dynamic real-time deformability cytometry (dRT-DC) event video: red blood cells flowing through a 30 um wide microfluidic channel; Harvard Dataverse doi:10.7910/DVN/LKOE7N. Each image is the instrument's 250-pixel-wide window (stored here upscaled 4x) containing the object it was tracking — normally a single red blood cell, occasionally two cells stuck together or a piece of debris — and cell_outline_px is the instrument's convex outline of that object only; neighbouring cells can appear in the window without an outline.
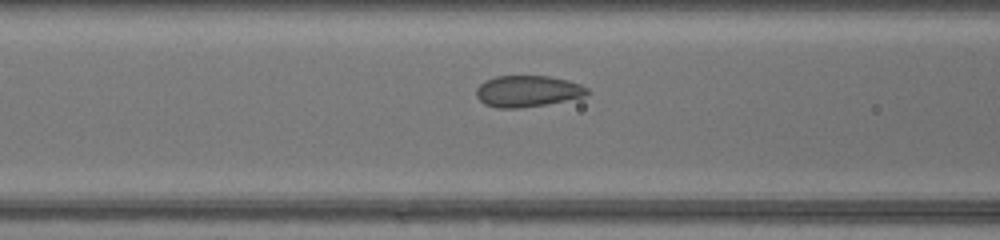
{"species": "common noctule bat (a hibernating species)", "species_latin": "Nyctalus noctula", "temperature_condition": "warm", "stored_images_in_passage": 13, "camera_frame_rate_fps": 3000, "um_per_image_px": 0.085, "animal": {"sex": "female", "body_mass_g": 17.0, "forearm_length_mm": 48.0}, "frame": {"image": 1, "passage_image": 8, "time_ms": 2.333, "image_size_px": [1000, 240], "cell_outline_px": [[592, 92], [584, 96], [544, 104], [520, 108], [496, 108], [484, 104], [476, 96], [476, 88], [484, 80], [496, 76], [548, 76], [568, 80], [580, 84], [588, 88]], "centroid_in_image_um": [44.82, 7.74], "position_along_channel_um": 121.8, "area_um2": 20.29}}
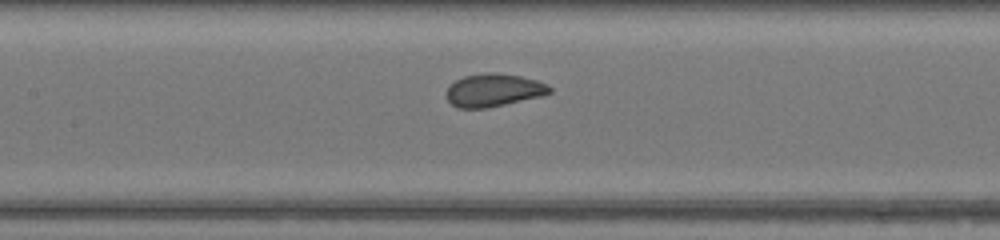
{"frame": {"image": 2, "passage_image": 11, "time_ms": 3.333, "image_size_px": [1000, 240], "cell_outline_px": [[552, 92], [540, 96], [504, 104], [484, 108], [456, 108], [448, 100], [448, 88], [456, 80], [464, 76], [484, 72], [496, 72], [520, 76], [536, 80], [548, 84], [552, 88]], "centroid_in_image_um": [41.97, 7.65], "position_along_channel_um": 165.4, "area_um2": 19.59}}